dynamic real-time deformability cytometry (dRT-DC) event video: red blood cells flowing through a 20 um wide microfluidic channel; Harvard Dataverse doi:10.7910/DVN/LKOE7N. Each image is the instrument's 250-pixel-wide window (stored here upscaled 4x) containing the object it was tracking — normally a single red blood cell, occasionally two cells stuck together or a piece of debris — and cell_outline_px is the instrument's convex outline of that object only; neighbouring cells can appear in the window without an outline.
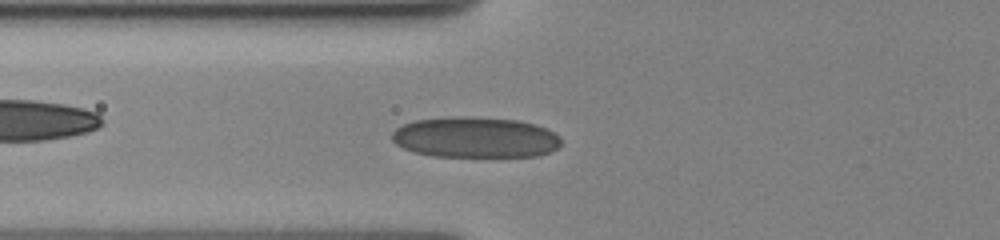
{"species": "human", "species_latin": "Homo sapiens", "temperature_condition": "cold", "stored_images_in_passage": 53, "camera_frame_rate_fps": 3000, "um_per_image_px": 0.085, "donor": {"sex": "female"}, "frame": {"image": 1, "passage_image": 19, "time_ms": 6.0, "image_size_px": [1000, 240], "cell_outline_px": [[560, 148], [552, 152], [540, 156], [432, 156], [412, 152], [396, 144], [392, 140], [392, 132], [396, 128], [404, 124], [416, 120], [516, 120], [536, 124], [560, 136]], "centroid_in_image_um": [40.45, 11.75], "position_along_channel_um": 85.4, "area_um2": 38.73}}
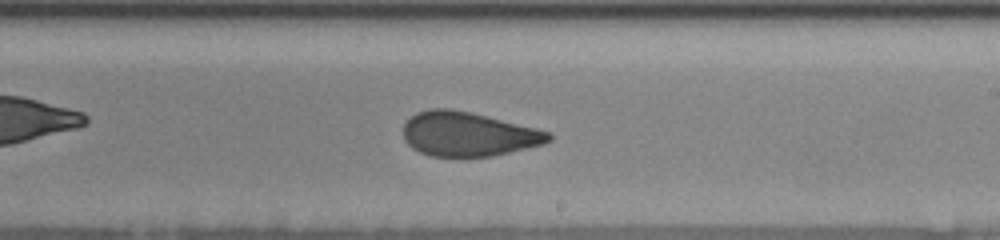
{"frame": {"image": 2, "passage_image": 33, "time_ms": 10.667, "image_size_px": [1000, 240], "cell_outline_px": [[552, 140], [540, 144], [492, 156], [432, 156], [420, 152], [412, 148], [404, 140], [404, 124], [416, 112], [428, 108], [452, 108], [472, 112], [536, 128], [548, 132], [552, 136]], "centroid_in_image_um": [39.75, 11.38], "position_along_channel_um": 249.2, "area_um2": 37.28}}
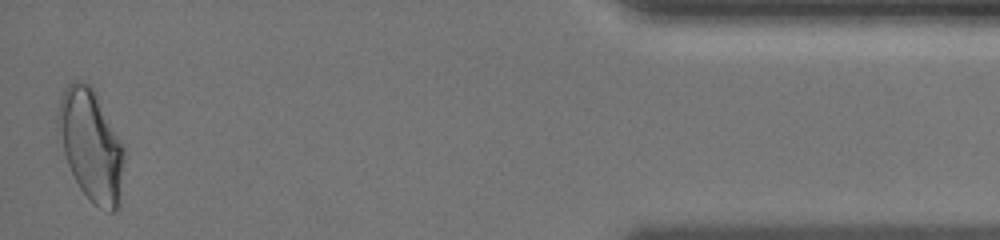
{"frame": {"image": 3, "passage_image": 53, "time_ms": 17.333, "image_size_px": [1000, 240], "cell_outline_px": [[124, 156], [120, 204], [116, 212], [108, 212], [100, 208], [80, 188], [56, 140], [56, 112], [64, 88], [72, 80], [76, 80], [88, 84], [96, 92], [124, 148]], "centroid_in_image_um": [7.69, 12.32], "position_along_channel_um": 427.5, "area_um2": 43.23}, "authors_computed_cell_mechanics": {"area_um2": 38.3792, "velocity_mm_per_s": 3.5022, "shape_relaxation_time_tau1_ms": 9.6918, "shape_relaxation_time_tau2_ms": 1.3529, "deformation_change_tau1": 0.1795, "deformation_change_tau2": 0.0613}}